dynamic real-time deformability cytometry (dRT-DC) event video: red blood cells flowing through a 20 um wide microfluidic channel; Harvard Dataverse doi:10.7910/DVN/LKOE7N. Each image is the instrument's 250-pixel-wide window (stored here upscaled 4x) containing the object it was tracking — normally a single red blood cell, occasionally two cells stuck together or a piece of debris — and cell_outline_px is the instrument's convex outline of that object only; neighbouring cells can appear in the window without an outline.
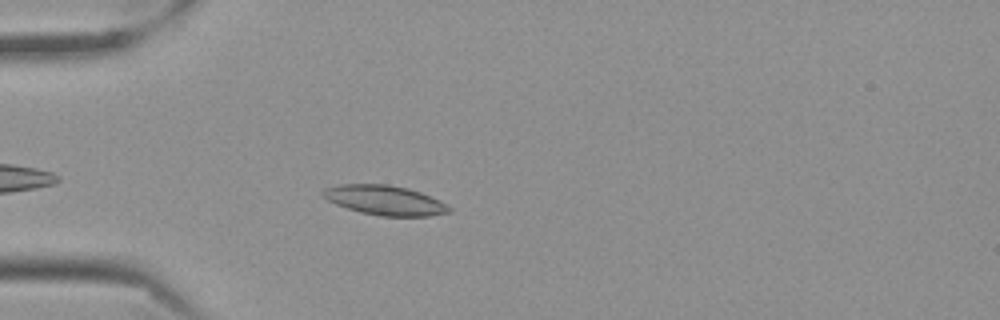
{"species": "Egyptian fruit bat (a non-hibernating species)", "species_latin": "Rousettus aegyptiacus", "temperature_condition": "cold", "stored_images_in_passage": 35, "camera_frame_rate_fps": 3000, "um_per_image_px": 0.085, "frame": {"image": 1, "passage_image": 6, "time_ms": 1.667, "image_size_px": [1000, 320], "cell_outline_px": [[452, 208], [448, 212], [428, 216], [380, 216], [360, 212], [336, 204], [328, 200], [320, 192], [324, 188], [340, 184], [388, 184], [408, 188], [420, 192], [440, 200]], "centroid_in_image_um": [32.7, 17.01], "position_along_channel_um": 52.3, "area_um2": 21.73}}
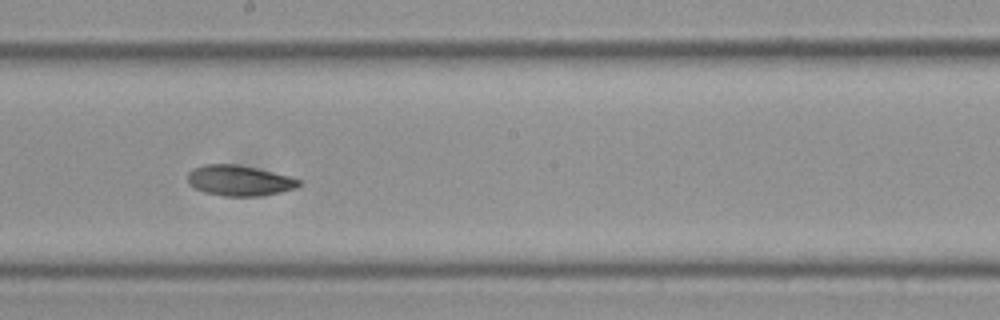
{"frame": {"image": 2, "passage_image": 22, "time_ms": 7.0, "image_size_px": [1000, 320], "cell_outline_px": [[300, 184], [296, 188], [280, 192], [260, 196], [224, 196], [204, 192], [188, 184], [188, 172], [192, 168], [204, 164], [236, 164], [256, 168], [288, 176], [300, 180]], "centroid_in_image_um": [20.3, 15.34], "position_along_channel_um": 227.9, "area_um2": 19.71}}
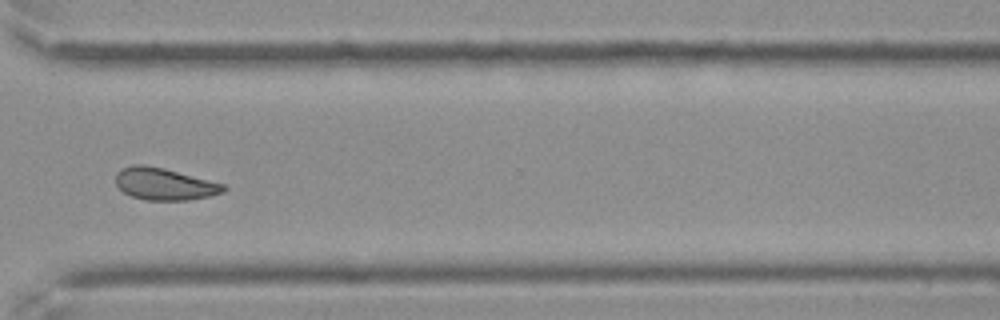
{"frame": {"image": 3, "passage_image": 33, "time_ms": 10.667, "image_size_px": [1000, 320], "cell_outline_px": [[228, 188], [224, 192], [208, 196], [188, 200], [144, 200], [132, 196], [124, 192], [116, 184], [116, 172], [120, 168], [136, 164], [144, 164], [164, 168], [224, 184]], "centroid_in_image_um": [13.96, 15.63], "position_along_channel_um": 356.6, "area_um2": 20.11}, "authors_computed_cell_mechanics": {"area_um2": 20.1144, "velocity_mm_per_s": 3.5081, "shape_relaxation_time_tau1_ms": null, "shape_relaxation_time_tau2_ms": 6.4514, "deformation_change_tau1": null, "deformation_change_tau2": 0.1179}}